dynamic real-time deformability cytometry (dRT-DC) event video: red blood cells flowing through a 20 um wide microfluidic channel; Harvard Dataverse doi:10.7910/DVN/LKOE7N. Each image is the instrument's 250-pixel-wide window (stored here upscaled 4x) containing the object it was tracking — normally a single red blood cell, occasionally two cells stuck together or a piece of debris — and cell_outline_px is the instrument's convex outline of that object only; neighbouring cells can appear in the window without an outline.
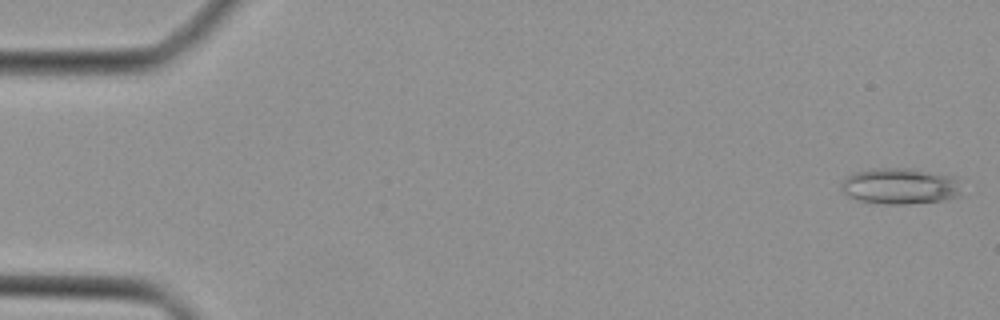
{"species": "Egyptian fruit bat (a non-hibernating species)", "species_latin": "Rousettus aegyptiacus", "temperature_condition": "cold", "stored_images_in_passage": 44, "camera_frame_rate_fps": 3000, "um_per_image_px": 0.085, "animal": {"sex": "female"}, "frame": {"image": 1, "passage_image": 1, "time_ms": 0.0, "image_size_px": [1000, 320], "cell_outline_px": [[964, 196], [944, 200], [908, 204], [888, 204], [860, 200], [848, 196], [840, 188], [840, 184], [848, 176], [856, 172], [872, 168], [912, 168], [956, 176], [960, 180]], "centroid_in_image_um": [76.62, 15.81], "position_along_channel_um": 8.4, "area_um2": 25.84}}
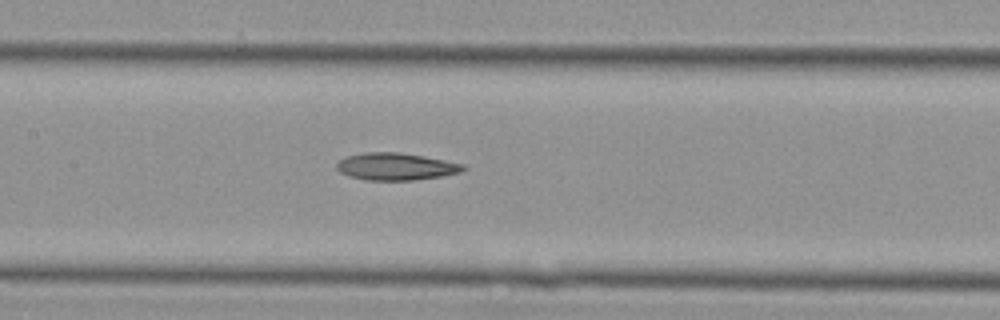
{"frame": {"image": 2, "passage_image": 21, "time_ms": 6.667, "image_size_px": [1000, 320], "cell_outline_px": [[468, 168], [460, 172], [440, 176], [416, 180], [364, 180], [348, 176], [340, 172], [336, 168], [336, 164], [340, 160], [348, 156], [364, 152], [400, 152], [424, 156], [464, 164]], "centroid_in_image_um": [33.64, 14.15], "position_along_channel_um": 173.8, "area_um2": 20.11}}
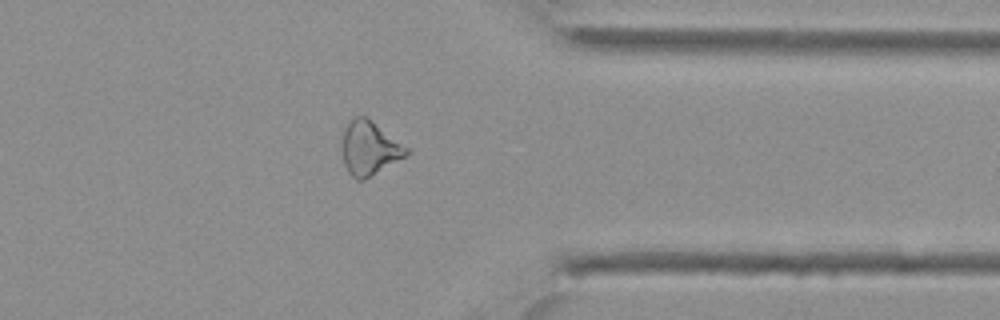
{"frame": {"image": 3, "passage_image": 35, "time_ms": 11.333, "image_size_px": [1000, 320], "cell_outline_px": [[412, 152], [364, 180], [356, 180], [348, 172], [344, 164], [340, 148], [340, 132], [348, 120], [356, 116], [368, 116], [412, 148]], "centroid_in_image_um": [31.39, 12.53], "position_along_channel_um": 380.0, "area_um2": 21.39}}